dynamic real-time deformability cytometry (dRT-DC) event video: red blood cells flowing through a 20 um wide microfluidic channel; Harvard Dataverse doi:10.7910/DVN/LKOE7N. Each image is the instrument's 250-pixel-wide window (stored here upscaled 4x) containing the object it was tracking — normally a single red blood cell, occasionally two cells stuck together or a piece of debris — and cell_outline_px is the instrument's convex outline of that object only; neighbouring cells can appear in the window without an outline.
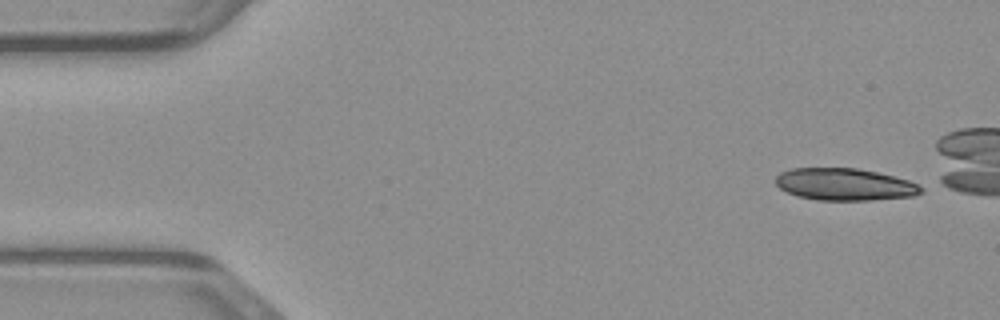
{"species": "common noctule bat (a hibernating species)", "species_latin": "Nyctalus noctula", "temperature_condition": "warm", "stored_images_in_passage": 41, "camera_frame_rate_fps": 3000, "um_per_image_px": 0.085, "animal": {"sex": "male", "body_mass_g": 23.1, "forearm_length_mm": 52.7}, "frame": {"image": 1, "passage_image": 1, "time_ms": 0.0, "image_size_px": [1000, 320], "cell_outline_px": [[924, 192], [912, 196], [872, 200], [816, 200], [796, 196], [780, 188], [776, 184], [776, 176], [780, 172], [792, 168], [856, 168], [876, 172], [908, 180], [924, 188]], "centroid_in_image_um": [71.78, 15.68], "position_along_channel_um": 13.2, "area_um2": 27.17}}